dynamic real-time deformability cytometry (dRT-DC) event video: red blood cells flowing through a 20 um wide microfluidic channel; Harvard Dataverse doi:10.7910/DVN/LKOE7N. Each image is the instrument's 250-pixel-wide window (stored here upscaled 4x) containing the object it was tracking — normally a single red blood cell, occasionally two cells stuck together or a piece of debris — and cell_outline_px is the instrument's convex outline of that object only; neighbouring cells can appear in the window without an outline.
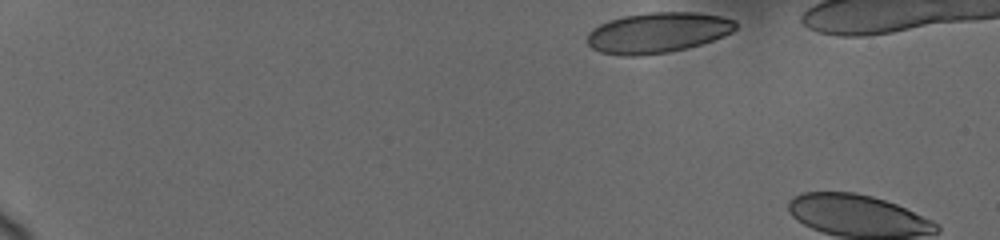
{"species": "human", "species_latin": "Homo sapiens", "temperature_condition": "cold", "stored_images_in_passage": 3, "camera_frame_rate_fps": 3000, "um_per_image_px": 0.085, "donor": {"sex": "female"}, "frame": {"image": 1, "passage_image": 1, "time_ms": 0.0, "image_size_px": [1000, 240], "cell_outline_px": [[736, 28], [732, 32], [724, 36], [688, 48], [668, 52], [640, 56], [620, 56], [600, 52], [592, 48], [588, 44], [588, 32], [592, 28], [608, 20], [624, 16], [652, 12], [696, 12], [720, 16], [732, 20], [736, 24]], "centroid_in_image_um": [55.87, 2.78], "position_along_channel_um": 29.1, "area_um2": 35.03}}